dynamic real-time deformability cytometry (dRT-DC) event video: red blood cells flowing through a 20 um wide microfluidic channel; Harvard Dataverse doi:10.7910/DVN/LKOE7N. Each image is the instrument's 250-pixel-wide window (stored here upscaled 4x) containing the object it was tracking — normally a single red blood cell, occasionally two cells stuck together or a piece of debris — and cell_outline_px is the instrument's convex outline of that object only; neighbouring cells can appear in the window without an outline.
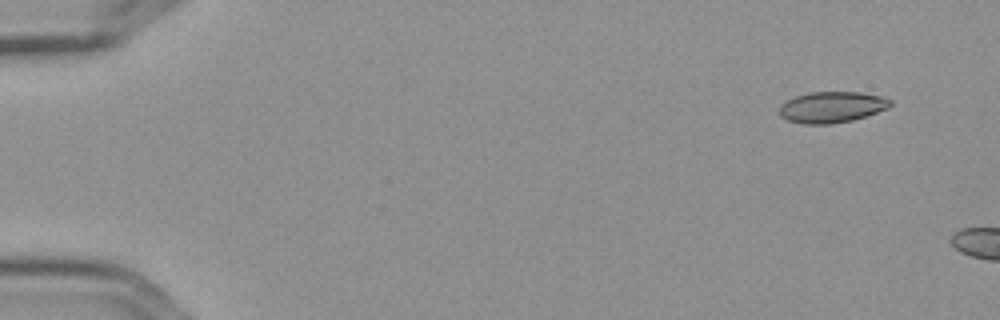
{"species": "Egyptian fruit bat (a non-hibernating species)", "species_latin": "Rousettus aegyptiacus", "temperature_condition": "cold", "stored_images_in_passage": 4, "camera_frame_rate_fps": 3000, "um_per_image_px": 0.085, "frame": {"image": 1, "passage_image": 2, "time_ms": 0.333, "image_size_px": [1000, 320], "cell_outline_px": [[892, 104], [888, 108], [852, 120], [828, 124], [804, 124], [788, 120], [780, 116], [780, 104], [796, 96], [808, 92], [860, 92], [880, 96], [892, 100]], "centroid_in_image_um": [70.69, 9.1], "position_along_channel_um": 14.3, "area_um2": 19.94}}